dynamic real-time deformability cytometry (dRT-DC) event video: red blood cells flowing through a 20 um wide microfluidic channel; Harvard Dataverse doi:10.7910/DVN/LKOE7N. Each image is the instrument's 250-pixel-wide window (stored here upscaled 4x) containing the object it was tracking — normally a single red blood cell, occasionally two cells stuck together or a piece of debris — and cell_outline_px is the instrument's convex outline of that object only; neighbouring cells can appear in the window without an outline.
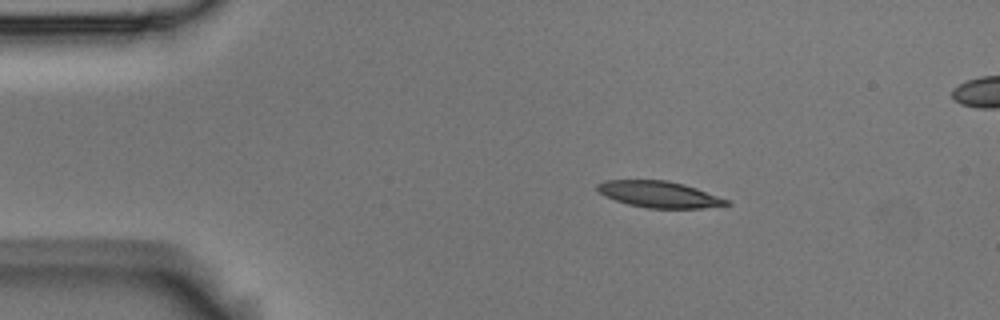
{"species": "Egyptian fruit bat (a non-hibernating species)", "species_latin": "Rousettus aegyptiacus", "temperature_condition": "room temperature", "stored_images_in_passage": 4, "segment_of_instrument_passage": [1, 2], "camera_frame_rate_fps": 3000, "um_per_image_px": 0.085, "animal": {"sex": "male"}, "frame": {"image": 1, "passage_image": 2, "time_ms": 0.333, "image_size_px": [1000, 320], "cell_outline_px": [[732, 204], [700, 208], [648, 208], [628, 204], [604, 196], [596, 188], [596, 184], [604, 180], [668, 180], [684, 184], [696, 188], [728, 200]], "centroid_in_image_um": [55.99, 16.51], "position_along_channel_um": 29.0, "area_um2": 19.71}}